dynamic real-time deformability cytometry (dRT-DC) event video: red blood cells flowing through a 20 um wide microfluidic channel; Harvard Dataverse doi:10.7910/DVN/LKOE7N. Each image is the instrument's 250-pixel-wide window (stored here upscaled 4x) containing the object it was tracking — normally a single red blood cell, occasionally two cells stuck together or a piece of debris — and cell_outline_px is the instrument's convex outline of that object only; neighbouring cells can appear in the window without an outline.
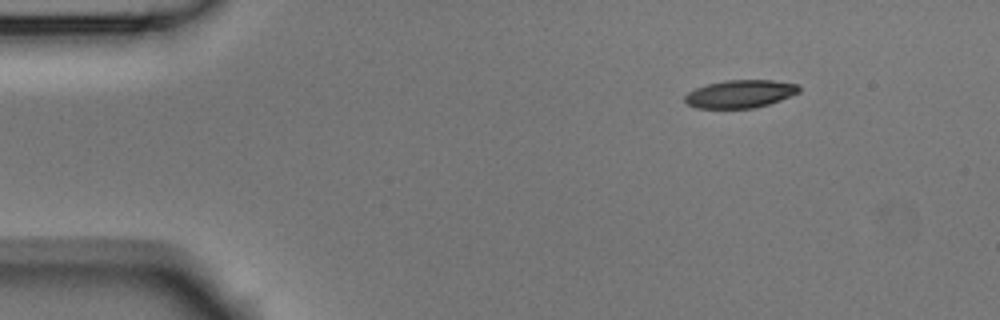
{"species": "Egyptian fruit bat (a non-hibernating species)", "species_latin": "Rousettus aegyptiacus", "temperature_condition": "room temperature", "stored_images_in_passage": 2, "camera_frame_rate_fps": 3000, "um_per_image_px": 0.085, "animal": {"sex": "male"}, "frame": {"image": 1, "passage_image": 1, "time_ms": 0.0, "image_size_px": [1000, 320], "cell_outline_px": [[800, 92], [780, 100], [756, 108], [696, 108], [688, 104], [684, 100], [684, 96], [688, 92], [696, 88], [708, 84], [724, 80], [772, 80], [796, 84], [800, 88]], "centroid_in_image_um": [62.9, 7.98], "position_along_channel_um": 22.1, "area_um2": 18.5}}